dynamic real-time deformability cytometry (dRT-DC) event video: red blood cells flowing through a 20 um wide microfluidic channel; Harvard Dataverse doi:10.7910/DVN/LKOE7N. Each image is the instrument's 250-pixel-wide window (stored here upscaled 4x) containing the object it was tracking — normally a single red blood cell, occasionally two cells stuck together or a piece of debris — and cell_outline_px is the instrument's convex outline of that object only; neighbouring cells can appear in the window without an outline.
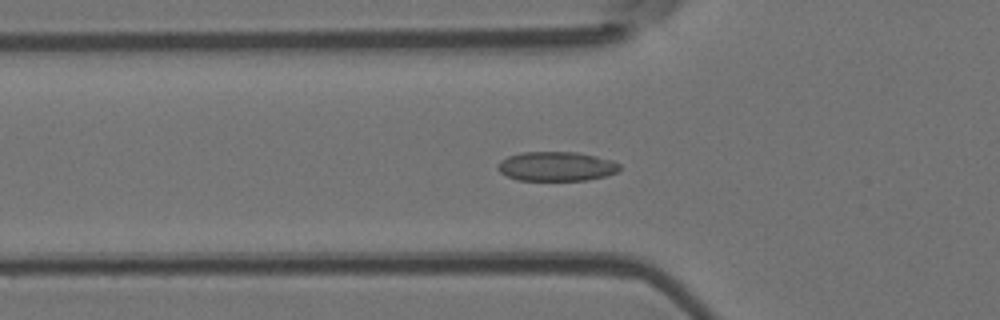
{"species": "Egyptian fruit bat (a non-hibernating species)", "species_latin": "Rousettus aegyptiacus", "temperature_condition": "room temperature", "stored_images_in_passage": 54, "segment_of_instrument_passage": [1, 2], "camera_frame_rate_fps": 3000, "um_per_image_px": 0.085, "animal": {"sex": "female"}, "frame": {"image": 1, "passage_image": 18, "time_ms": 5.667, "image_size_px": [1000, 320], "cell_outline_px": [[620, 168], [616, 172], [604, 176], [588, 180], [516, 180], [500, 172], [496, 168], [500, 160], [508, 156], [524, 152], [576, 152], [596, 156], [612, 160], [620, 164]], "centroid_in_image_um": [47.28, 14.14], "position_along_channel_um": 78.5, "area_um2": 20.81}}
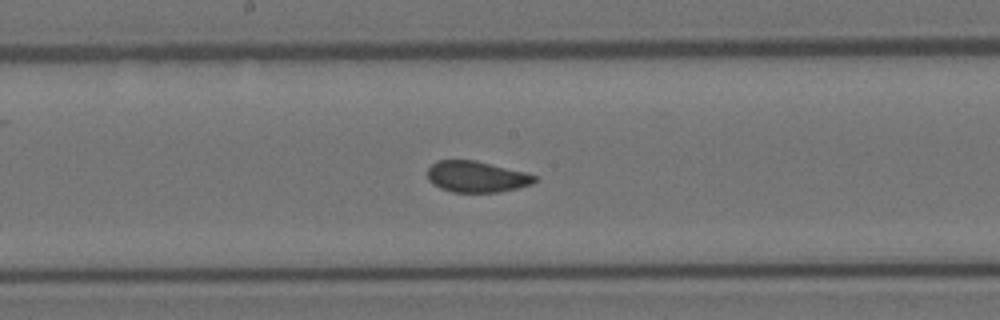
{"frame": {"image": 2, "passage_image": 28, "time_ms": 9.0, "image_size_px": [1000, 320], "cell_outline_px": [[540, 180], [532, 184], [500, 192], [452, 192], [440, 188], [432, 184], [428, 180], [428, 168], [436, 160], [476, 160], [524, 172], [536, 176]], "centroid_in_image_um": [40.5, 15.02], "position_along_channel_um": 207.7, "area_um2": 19.54}}
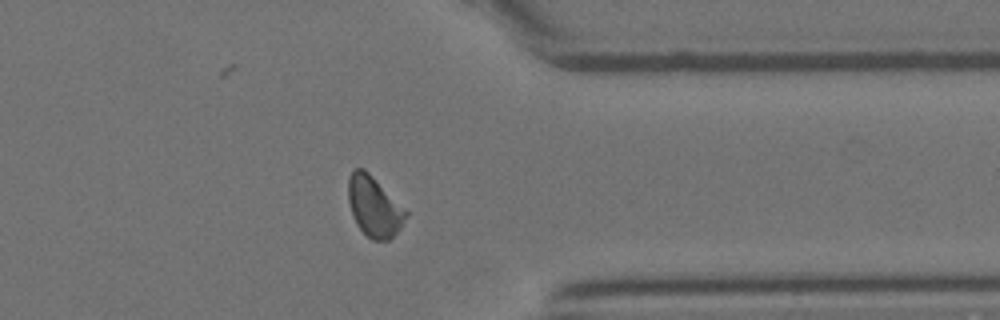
{"frame": {"image": 3, "passage_image": 42, "time_ms": 13.667, "image_size_px": [1000, 320], "cell_outline_px": [[408, 216], [400, 228], [388, 240], [372, 240], [356, 224], [352, 216], [348, 200], [348, 180], [352, 172], [356, 168], [364, 168], [408, 212]], "centroid_in_image_um": [31.79, 17.56], "position_along_channel_um": 379.6, "area_um2": 19.94}}